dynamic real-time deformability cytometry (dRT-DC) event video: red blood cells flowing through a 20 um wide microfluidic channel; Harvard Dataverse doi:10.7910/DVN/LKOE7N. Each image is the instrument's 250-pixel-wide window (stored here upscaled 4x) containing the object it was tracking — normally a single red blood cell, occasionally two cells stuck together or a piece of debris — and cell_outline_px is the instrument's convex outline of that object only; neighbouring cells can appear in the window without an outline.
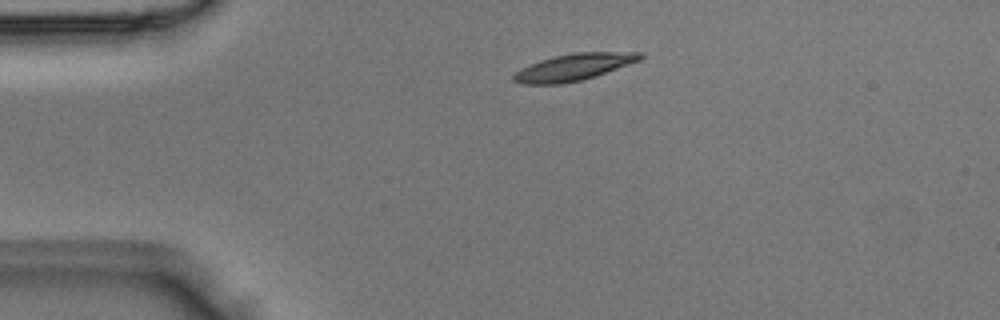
{"species": "Egyptian fruit bat (a non-hibernating species)", "species_latin": "Rousettus aegyptiacus", "temperature_condition": "room temperature", "stored_images_in_passage": 2, "camera_frame_rate_fps": 3000, "um_per_image_px": 0.085, "animal": {"sex": "male"}, "frame": {"image": 1, "passage_image": 1, "time_ms": 0.0, "image_size_px": [1000, 320], "cell_outline_px": [[644, 56], [640, 60], [596, 76], [580, 80], [560, 84], [520, 84], [512, 80], [512, 76], [516, 72], [540, 60], [556, 56], [576, 52], [644, 52]], "centroid_in_image_um": [48.8, 5.7], "position_along_channel_um": 36.2, "area_um2": 19.54}}